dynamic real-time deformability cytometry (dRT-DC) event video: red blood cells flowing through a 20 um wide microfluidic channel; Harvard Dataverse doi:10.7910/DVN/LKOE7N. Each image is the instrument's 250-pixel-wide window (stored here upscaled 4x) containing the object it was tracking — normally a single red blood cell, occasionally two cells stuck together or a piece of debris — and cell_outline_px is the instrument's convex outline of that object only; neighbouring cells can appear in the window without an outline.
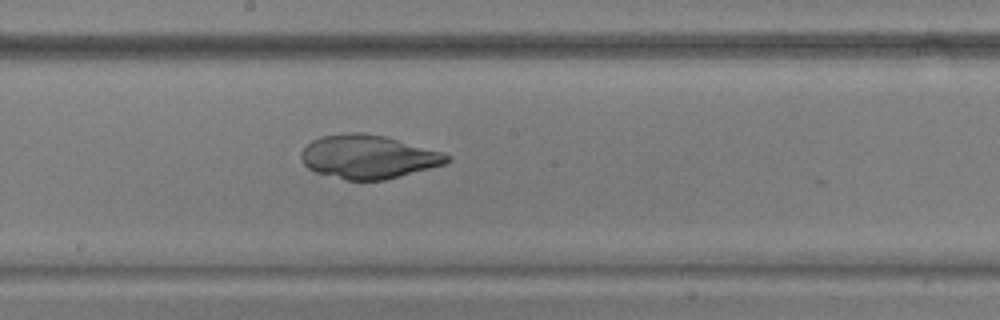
{"species": "common noctule bat (a hibernating species)", "species_latin": "Nyctalus noctula", "temperature_condition": "warm", "stored_images_in_passage": 52, "camera_frame_rate_fps": 3000, "um_per_image_px": 0.085, "animal": {"sex": "male", "body_mass_g": 17.9, "forearm_length_mm": 54.2}, "frame": {"image": 1, "passage_image": 28, "time_ms": 9.0, "image_size_px": [1000, 320], "cell_outline_px": [[452, 160], [444, 164], [384, 180], [348, 180], [316, 172], [308, 168], [300, 160], [300, 152], [312, 140], [320, 136], [356, 132], [360, 132], [384, 136], [440, 152], [452, 156]], "centroid_in_image_um": [31.26, 13.33], "position_along_channel_um": 216.9, "area_um2": 36.59}}
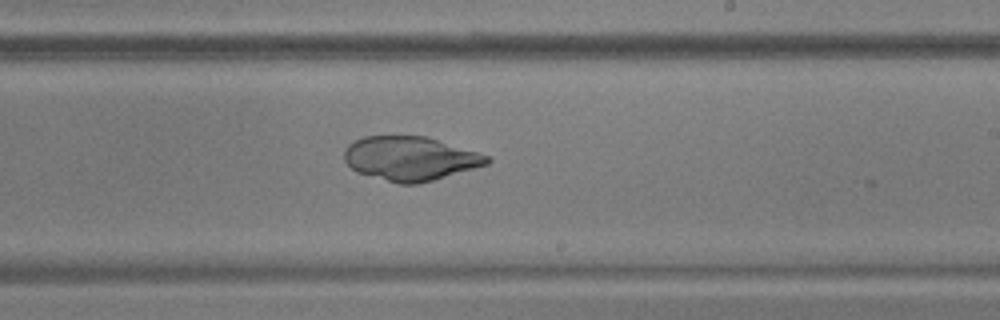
{"frame": {"image": 2, "passage_image": 31, "time_ms": 10.0, "image_size_px": [1000, 320], "cell_outline_px": [[492, 160], [488, 164], [432, 180], [416, 184], [400, 184], [356, 172], [344, 160], [344, 152], [348, 144], [364, 136], [424, 136], [476, 152], [488, 156]], "centroid_in_image_um": [34.83, 13.47], "position_along_channel_um": 254.2, "area_um2": 36.13}}